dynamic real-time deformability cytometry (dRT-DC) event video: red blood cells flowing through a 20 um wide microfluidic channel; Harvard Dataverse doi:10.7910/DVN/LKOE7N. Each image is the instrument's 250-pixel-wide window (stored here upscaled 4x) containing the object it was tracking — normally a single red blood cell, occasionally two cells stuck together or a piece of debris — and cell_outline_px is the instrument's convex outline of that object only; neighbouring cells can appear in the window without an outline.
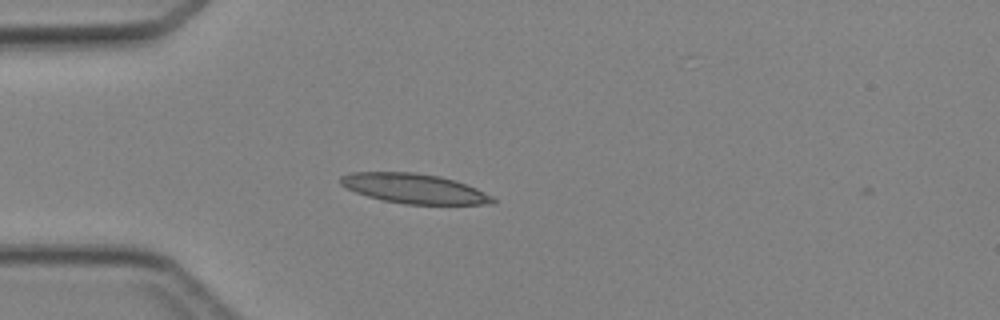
{"species": "Egyptian fruit bat (a non-hibernating species)", "species_latin": "Rousettus aegyptiacus", "temperature_condition": "cold", "stored_images_in_passage": 2, "camera_frame_rate_fps": 3000, "um_per_image_px": 0.085, "animal": {"sex": "female"}, "frame": {"image": 1, "passage_image": 1, "time_ms": 0.0, "image_size_px": [1000, 320], "cell_outline_px": [[496, 204], [404, 204], [384, 200], [368, 196], [356, 192], [340, 184], [340, 176], [352, 172], [416, 172], [440, 176], [476, 188], [492, 196], [496, 200]], "centroid_in_image_um": [35.21, 16.02], "position_along_channel_um": 49.8, "area_um2": 26.18}}